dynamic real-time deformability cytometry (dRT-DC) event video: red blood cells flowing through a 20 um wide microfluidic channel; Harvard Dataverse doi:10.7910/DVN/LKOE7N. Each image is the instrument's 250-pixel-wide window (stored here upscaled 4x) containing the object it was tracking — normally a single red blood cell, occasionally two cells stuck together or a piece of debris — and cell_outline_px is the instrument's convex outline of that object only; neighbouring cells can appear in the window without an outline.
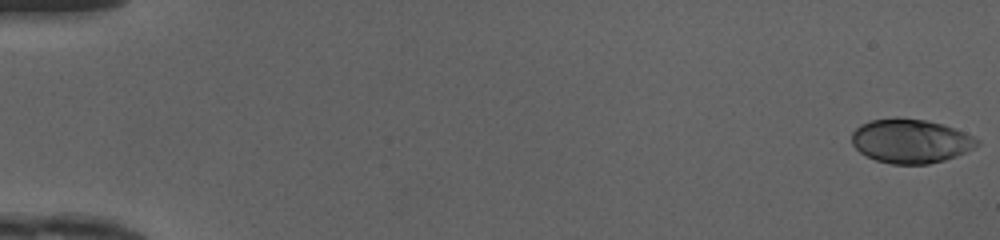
{"species": "human", "species_latin": "Homo sapiens", "temperature_condition": "cold", "stored_images_in_passage": 49, "camera_frame_rate_fps": 3000, "um_per_image_px": 0.085, "donor": {"sex": "female"}, "frame": {"image": 1, "passage_image": 1, "time_ms": 0.0, "image_size_px": [1000, 240], "cell_outline_px": [[980, 144], [956, 156], [944, 160], [928, 164], [892, 164], [876, 160], [860, 152], [852, 144], [852, 132], [860, 124], [872, 120], [896, 116], [928, 120], [944, 124], [964, 132], [980, 140]], "centroid_in_image_um": [77.39, 11.96], "position_along_channel_um": 7.6, "area_um2": 32.37}}
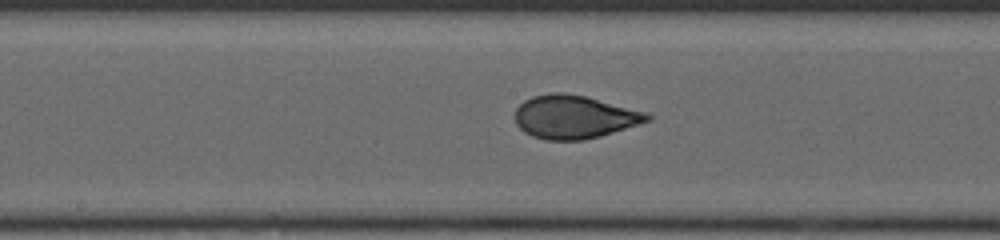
{"frame": {"image": 2, "passage_image": 27, "time_ms": 8.667, "image_size_px": [1000, 240], "cell_outline_px": [[652, 120], [640, 124], [600, 136], [584, 140], [544, 140], [532, 136], [524, 132], [516, 124], [516, 108], [524, 100], [532, 96], [552, 92], [564, 92], [584, 96], [648, 112], [652, 116]], "centroid_in_image_um": [48.82, 9.94], "position_along_channel_um": 199.4, "area_um2": 33.47}}
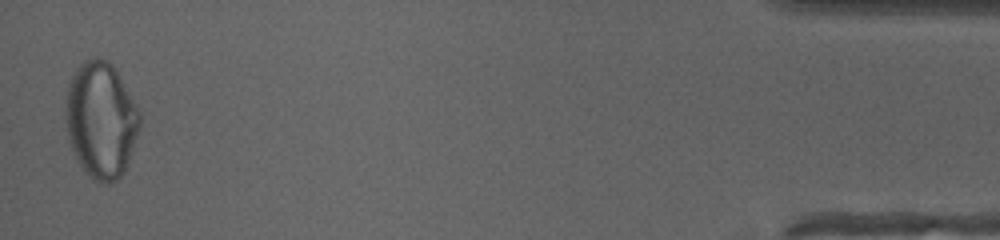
{"frame": {"image": 3, "passage_image": 49, "time_ms": 16.0, "image_size_px": [1000, 240], "cell_outline_px": [[140, 128], [128, 164], [124, 172], [112, 184], [108, 184], [92, 180], [88, 176], [80, 164], [68, 140], [64, 120], [64, 108], [68, 84], [76, 68], [84, 60], [92, 56], [96, 56], [112, 64], [116, 68], [140, 108]], "centroid_in_image_um": [8.59, 10.18], "position_along_channel_um": 426.6, "area_um2": 51.27}, "authors_computed_cell_mechanics": {"area_um2": 33.0616, "velocity_mm_per_s": 4.2076, "shape_relaxation_time_tau1_ms": 6.2635, "shape_relaxation_time_tau2_ms": 0.6103, "deformation_change_tau1": 0.2133, "deformation_change_tau2": 0.0414}}